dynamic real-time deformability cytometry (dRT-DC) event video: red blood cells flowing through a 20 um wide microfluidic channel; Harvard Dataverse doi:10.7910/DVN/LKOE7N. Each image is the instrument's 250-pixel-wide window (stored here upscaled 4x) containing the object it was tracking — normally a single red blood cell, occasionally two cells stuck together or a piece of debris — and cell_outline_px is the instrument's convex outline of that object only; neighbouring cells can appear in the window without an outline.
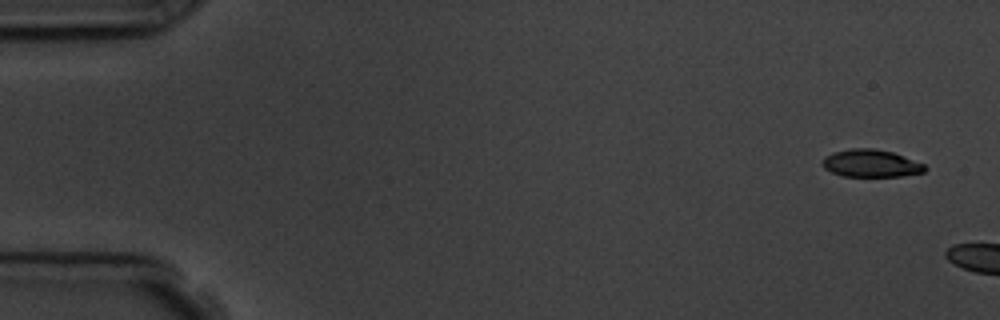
{"species": "common noctule bat (a hibernating species)", "species_latin": "Nyctalus noctula", "temperature_condition": "room temperature", "stored_images_in_passage": 5, "camera_frame_rate_fps": 3000, "um_per_image_px": 0.085, "animal": {"sex": "male", "body_mass_g": 19.5, "forearm_length_mm": 54.6}, "frame": {"image": 1, "passage_image": 1, "time_ms": 0.0, "image_size_px": [1000, 320], "cell_outline_px": [[928, 168], [924, 172], [900, 176], [844, 176], [832, 172], [824, 168], [820, 164], [824, 156], [836, 152], [852, 148], [872, 148], [892, 152], [924, 164]], "centroid_in_image_um": [74.01, 13.89], "position_along_channel_um": 11.0, "area_um2": 16.3}}